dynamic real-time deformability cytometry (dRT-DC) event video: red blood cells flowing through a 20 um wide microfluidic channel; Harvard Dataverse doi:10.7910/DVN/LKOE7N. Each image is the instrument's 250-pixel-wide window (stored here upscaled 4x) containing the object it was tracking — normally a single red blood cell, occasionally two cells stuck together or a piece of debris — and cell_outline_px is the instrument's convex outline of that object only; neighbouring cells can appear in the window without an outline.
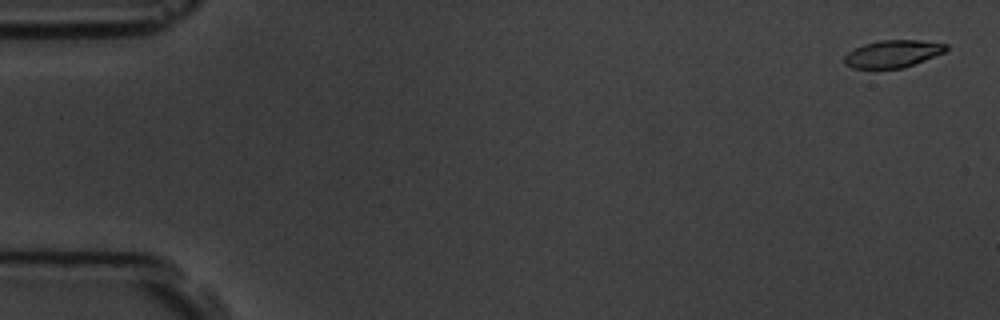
{"species": "common noctule bat (a hibernating species)", "species_latin": "Nyctalus noctula", "temperature_condition": "room temperature", "stored_images_in_passage": 5, "camera_frame_rate_fps": 3000, "um_per_image_px": 0.085, "animal": {"sex": "male", "body_mass_g": 19.5, "forearm_length_mm": 54.6}, "frame": {"image": 1, "passage_image": 1, "time_ms": 0.0, "image_size_px": [1000, 320], "cell_outline_px": [[948, 48], [944, 52], [904, 68], [852, 68], [844, 64], [844, 56], [848, 52], [864, 44], [880, 40], [920, 40], [948, 44]], "centroid_in_image_um": [75.88, 4.57], "position_along_channel_um": 9.1, "area_um2": 16.13}}
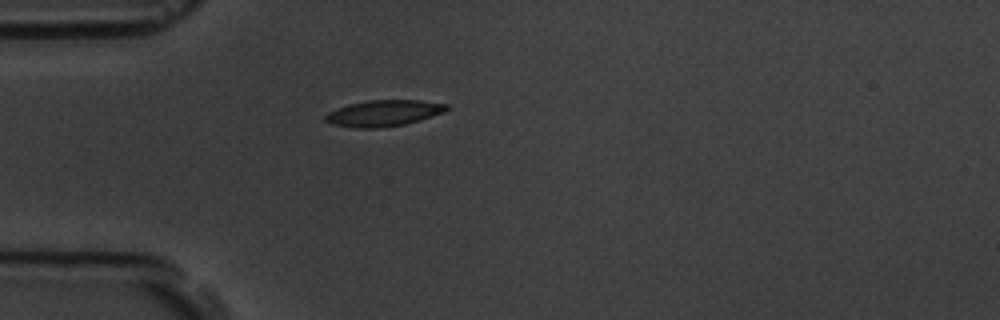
{"frame": {"image": 2, "passage_image": 5, "time_ms": 4.667, "image_size_px": [1000, 320], "cell_outline_px": [[448, 108], [444, 112], [432, 116], [404, 124], [376, 128], [356, 128], [332, 124], [324, 120], [324, 116], [328, 112], [348, 104], [368, 100], [420, 100], [448, 104]], "centroid_in_image_um": [32.59, 9.61], "position_along_channel_um": 52.4, "area_um2": 18.38}}